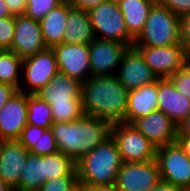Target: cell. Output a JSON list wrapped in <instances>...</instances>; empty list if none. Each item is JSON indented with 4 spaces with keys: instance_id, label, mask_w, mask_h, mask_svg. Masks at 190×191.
Segmentation results:
<instances>
[{
    "instance_id": "6da1fadb",
    "label": "cell",
    "mask_w": 190,
    "mask_h": 191,
    "mask_svg": "<svg viewBox=\"0 0 190 191\" xmlns=\"http://www.w3.org/2000/svg\"><path fill=\"white\" fill-rule=\"evenodd\" d=\"M128 90L116 76H91L82 83L85 115L98 117L111 125L125 123Z\"/></svg>"
},
{
    "instance_id": "7a4b0ae2",
    "label": "cell",
    "mask_w": 190,
    "mask_h": 191,
    "mask_svg": "<svg viewBox=\"0 0 190 191\" xmlns=\"http://www.w3.org/2000/svg\"><path fill=\"white\" fill-rule=\"evenodd\" d=\"M51 129L58 151L76 162L111 136L108 121L85 114L72 122H55Z\"/></svg>"
},
{
    "instance_id": "3957f363",
    "label": "cell",
    "mask_w": 190,
    "mask_h": 191,
    "mask_svg": "<svg viewBox=\"0 0 190 191\" xmlns=\"http://www.w3.org/2000/svg\"><path fill=\"white\" fill-rule=\"evenodd\" d=\"M51 105L53 122H72L84 115L82 82L58 72L36 94Z\"/></svg>"
},
{
    "instance_id": "277c9868",
    "label": "cell",
    "mask_w": 190,
    "mask_h": 191,
    "mask_svg": "<svg viewBox=\"0 0 190 191\" xmlns=\"http://www.w3.org/2000/svg\"><path fill=\"white\" fill-rule=\"evenodd\" d=\"M123 163L118 146L110 136L77 161L78 182L80 185L115 184Z\"/></svg>"
},
{
    "instance_id": "5b68a950",
    "label": "cell",
    "mask_w": 190,
    "mask_h": 191,
    "mask_svg": "<svg viewBox=\"0 0 190 191\" xmlns=\"http://www.w3.org/2000/svg\"><path fill=\"white\" fill-rule=\"evenodd\" d=\"M181 42V17L170 12L159 1L151 8L144 29L134 46H170Z\"/></svg>"
},
{
    "instance_id": "8992f818",
    "label": "cell",
    "mask_w": 190,
    "mask_h": 191,
    "mask_svg": "<svg viewBox=\"0 0 190 191\" xmlns=\"http://www.w3.org/2000/svg\"><path fill=\"white\" fill-rule=\"evenodd\" d=\"M88 13L96 38L134 46L135 39L126 29L123 14L116 0H108Z\"/></svg>"
},
{
    "instance_id": "52a82bcc",
    "label": "cell",
    "mask_w": 190,
    "mask_h": 191,
    "mask_svg": "<svg viewBox=\"0 0 190 191\" xmlns=\"http://www.w3.org/2000/svg\"><path fill=\"white\" fill-rule=\"evenodd\" d=\"M111 137L115 140L124 163H138L156 159L157 147L132 124L111 125Z\"/></svg>"
},
{
    "instance_id": "ba28073f",
    "label": "cell",
    "mask_w": 190,
    "mask_h": 191,
    "mask_svg": "<svg viewBox=\"0 0 190 191\" xmlns=\"http://www.w3.org/2000/svg\"><path fill=\"white\" fill-rule=\"evenodd\" d=\"M58 72L57 59L52 48L25 58L22 63V80L18 91L36 94Z\"/></svg>"
},
{
    "instance_id": "9c48e42d",
    "label": "cell",
    "mask_w": 190,
    "mask_h": 191,
    "mask_svg": "<svg viewBox=\"0 0 190 191\" xmlns=\"http://www.w3.org/2000/svg\"><path fill=\"white\" fill-rule=\"evenodd\" d=\"M156 161L162 181L182 189L190 186V160L178 142L158 147Z\"/></svg>"
},
{
    "instance_id": "30bf717a",
    "label": "cell",
    "mask_w": 190,
    "mask_h": 191,
    "mask_svg": "<svg viewBox=\"0 0 190 191\" xmlns=\"http://www.w3.org/2000/svg\"><path fill=\"white\" fill-rule=\"evenodd\" d=\"M142 55L144 62L159 78H170L188 62L182 45L170 46H134Z\"/></svg>"
},
{
    "instance_id": "8fae6325",
    "label": "cell",
    "mask_w": 190,
    "mask_h": 191,
    "mask_svg": "<svg viewBox=\"0 0 190 191\" xmlns=\"http://www.w3.org/2000/svg\"><path fill=\"white\" fill-rule=\"evenodd\" d=\"M162 181L156 159L123 163L117 173L116 187L119 191H151Z\"/></svg>"
},
{
    "instance_id": "7c38bea8",
    "label": "cell",
    "mask_w": 190,
    "mask_h": 191,
    "mask_svg": "<svg viewBox=\"0 0 190 191\" xmlns=\"http://www.w3.org/2000/svg\"><path fill=\"white\" fill-rule=\"evenodd\" d=\"M116 77L128 91L152 84L159 79L134 46L128 47L123 54Z\"/></svg>"
},
{
    "instance_id": "4fadbf2b",
    "label": "cell",
    "mask_w": 190,
    "mask_h": 191,
    "mask_svg": "<svg viewBox=\"0 0 190 191\" xmlns=\"http://www.w3.org/2000/svg\"><path fill=\"white\" fill-rule=\"evenodd\" d=\"M88 47L92 76H116L122 56L129 46L95 38Z\"/></svg>"
},
{
    "instance_id": "5bb4252c",
    "label": "cell",
    "mask_w": 190,
    "mask_h": 191,
    "mask_svg": "<svg viewBox=\"0 0 190 191\" xmlns=\"http://www.w3.org/2000/svg\"><path fill=\"white\" fill-rule=\"evenodd\" d=\"M52 49L60 72L82 83L92 76L88 45L62 43Z\"/></svg>"
},
{
    "instance_id": "9a60e30c",
    "label": "cell",
    "mask_w": 190,
    "mask_h": 191,
    "mask_svg": "<svg viewBox=\"0 0 190 191\" xmlns=\"http://www.w3.org/2000/svg\"><path fill=\"white\" fill-rule=\"evenodd\" d=\"M28 94L17 91L0 109V141L18 140L27 125Z\"/></svg>"
},
{
    "instance_id": "2e32d148",
    "label": "cell",
    "mask_w": 190,
    "mask_h": 191,
    "mask_svg": "<svg viewBox=\"0 0 190 191\" xmlns=\"http://www.w3.org/2000/svg\"><path fill=\"white\" fill-rule=\"evenodd\" d=\"M46 49L40 23L26 15L15 16L11 51L25 59Z\"/></svg>"
},
{
    "instance_id": "e0dca14e",
    "label": "cell",
    "mask_w": 190,
    "mask_h": 191,
    "mask_svg": "<svg viewBox=\"0 0 190 191\" xmlns=\"http://www.w3.org/2000/svg\"><path fill=\"white\" fill-rule=\"evenodd\" d=\"M131 124L157 148L177 142L178 125L162 111H153Z\"/></svg>"
},
{
    "instance_id": "ac0fdd59",
    "label": "cell",
    "mask_w": 190,
    "mask_h": 191,
    "mask_svg": "<svg viewBox=\"0 0 190 191\" xmlns=\"http://www.w3.org/2000/svg\"><path fill=\"white\" fill-rule=\"evenodd\" d=\"M29 154L18 140L0 141V177L13 190L18 186Z\"/></svg>"
},
{
    "instance_id": "d6986e66",
    "label": "cell",
    "mask_w": 190,
    "mask_h": 191,
    "mask_svg": "<svg viewBox=\"0 0 190 191\" xmlns=\"http://www.w3.org/2000/svg\"><path fill=\"white\" fill-rule=\"evenodd\" d=\"M158 110L179 125L190 115V100L181 94L169 78L158 79Z\"/></svg>"
},
{
    "instance_id": "ffe728a7",
    "label": "cell",
    "mask_w": 190,
    "mask_h": 191,
    "mask_svg": "<svg viewBox=\"0 0 190 191\" xmlns=\"http://www.w3.org/2000/svg\"><path fill=\"white\" fill-rule=\"evenodd\" d=\"M158 80L144 85L136 90L128 91L127 111L125 123L131 124L134 120L147 116L158 110Z\"/></svg>"
},
{
    "instance_id": "44dd1931",
    "label": "cell",
    "mask_w": 190,
    "mask_h": 191,
    "mask_svg": "<svg viewBox=\"0 0 190 191\" xmlns=\"http://www.w3.org/2000/svg\"><path fill=\"white\" fill-rule=\"evenodd\" d=\"M95 38L88 11L73 8L68 2V17L63 43L89 45Z\"/></svg>"
},
{
    "instance_id": "7402d4cb",
    "label": "cell",
    "mask_w": 190,
    "mask_h": 191,
    "mask_svg": "<svg viewBox=\"0 0 190 191\" xmlns=\"http://www.w3.org/2000/svg\"><path fill=\"white\" fill-rule=\"evenodd\" d=\"M67 17L68 1L64 0L39 22L47 48H53L55 45L63 43Z\"/></svg>"
},
{
    "instance_id": "603a6c76",
    "label": "cell",
    "mask_w": 190,
    "mask_h": 191,
    "mask_svg": "<svg viewBox=\"0 0 190 191\" xmlns=\"http://www.w3.org/2000/svg\"><path fill=\"white\" fill-rule=\"evenodd\" d=\"M129 34L136 39L144 29L149 12L158 0H116Z\"/></svg>"
},
{
    "instance_id": "cb8c5ba5",
    "label": "cell",
    "mask_w": 190,
    "mask_h": 191,
    "mask_svg": "<svg viewBox=\"0 0 190 191\" xmlns=\"http://www.w3.org/2000/svg\"><path fill=\"white\" fill-rule=\"evenodd\" d=\"M45 181V156L29 154L14 191H38Z\"/></svg>"
},
{
    "instance_id": "d4e9b609",
    "label": "cell",
    "mask_w": 190,
    "mask_h": 191,
    "mask_svg": "<svg viewBox=\"0 0 190 191\" xmlns=\"http://www.w3.org/2000/svg\"><path fill=\"white\" fill-rule=\"evenodd\" d=\"M23 59L11 50H0V83L19 90L22 80Z\"/></svg>"
},
{
    "instance_id": "484cf974",
    "label": "cell",
    "mask_w": 190,
    "mask_h": 191,
    "mask_svg": "<svg viewBox=\"0 0 190 191\" xmlns=\"http://www.w3.org/2000/svg\"><path fill=\"white\" fill-rule=\"evenodd\" d=\"M46 180L61 176H78L77 162L61 152L45 155Z\"/></svg>"
},
{
    "instance_id": "4316f807",
    "label": "cell",
    "mask_w": 190,
    "mask_h": 191,
    "mask_svg": "<svg viewBox=\"0 0 190 191\" xmlns=\"http://www.w3.org/2000/svg\"><path fill=\"white\" fill-rule=\"evenodd\" d=\"M27 124L50 129L54 124L51 105L35 94H28Z\"/></svg>"
},
{
    "instance_id": "83f0119b",
    "label": "cell",
    "mask_w": 190,
    "mask_h": 191,
    "mask_svg": "<svg viewBox=\"0 0 190 191\" xmlns=\"http://www.w3.org/2000/svg\"><path fill=\"white\" fill-rule=\"evenodd\" d=\"M64 0H27L25 15L40 22L53 8Z\"/></svg>"
},
{
    "instance_id": "f1b7e54d",
    "label": "cell",
    "mask_w": 190,
    "mask_h": 191,
    "mask_svg": "<svg viewBox=\"0 0 190 191\" xmlns=\"http://www.w3.org/2000/svg\"><path fill=\"white\" fill-rule=\"evenodd\" d=\"M30 154L45 156L58 152L56 140L54 138L52 129H44L40 127V138L30 150Z\"/></svg>"
},
{
    "instance_id": "f546056e",
    "label": "cell",
    "mask_w": 190,
    "mask_h": 191,
    "mask_svg": "<svg viewBox=\"0 0 190 191\" xmlns=\"http://www.w3.org/2000/svg\"><path fill=\"white\" fill-rule=\"evenodd\" d=\"M78 185V176H61L46 180L38 191H72Z\"/></svg>"
},
{
    "instance_id": "4dcf8cb0",
    "label": "cell",
    "mask_w": 190,
    "mask_h": 191,
    "mask_svg": "<svg viewBox=\"0 0 190 191\" xmlns=\"http://www.w3.org/2000/svg\"><path fill=\"white\" fill-rule=\"evenodd\" d=\"M15 32V16L0 18V50H11Z\"/></svg>"
},
{
    "instance_id": "1f68e13d",
    "label": "cell",
    "mask_w": 190,
    "mask_h": 191,
    "mask_svg": "<svg viewBox=\"0 0 190 191\" xmlns=\"http://www.w3.org/2000/svg\"><path fill=\"white\" fill-rule=\"evenodd\" d=\"M176 89L190 100V62L169 78Z\"/></svg>"
},
{
    "instance_id": "d6a6232c",
    "label": "cell",
    "mask_w": 190,
    "mask_h": 191,
    "mask_svg": "<svg viewBox=\"0 0 190 191\" xmlns=\"http://www.w3.org/2000/svg\"><path fill=\"white\" fill-rule=\"evenodd\" d=\"M40 138V127L27 124L22 130L21 136L18 141L27 149L30 150L35 144L38 143Z\"/></svg>"
},
{
    "instance_id": "836d02e7",
    "label": "cell",
    "mask_w": 190,
    "mask_h": 191,
    "mask_svg": "<svg viewBox=\"0 0 190 191\" xmlns=\"http://www.w3.org/2000/svg\"><path fill=\"white\" fill-rule=\"evenodd\" d=\"M170 12L179 17L190 13V0H158Z\"/></svg>"
},
{
    "instance_id": "e575fe53",
    "label": "cell",
    "mask_w": 190,
    "mask_h": 191,
    "mask_svg": "<svg viewBox=\"0 0 190 191\" xmlns=\"http://www.w3.org/2000/svg\"><path fill=\"white\" fill-rule=\"evenodd\" d=\"M186 55L190 59V13L181 17V42Z\"/></svg>"
},
{
    "instance_id": "d590c367",
    "label": "cell",
    "mask_w": 190,
    "mask_h": 191,
    "mask_svg": "<svg viewBox=\"0 0 190 191\" xmlns=\"http://www.w3.org/2000/svg\"><path fill=\"white\" fill-rule=\"evenodd\" d=\"M12 16L25 15L27 0H4Z\"/></svg>"
},
{
    "instance_id": "8d00e7d4",
    "label": "cell",
    "mask_w": 190,
    "mask_h": 191,
    "mask_svg": "<svg viewBox=\"0 0 190 191\" xmlns=\"http://www.w3.org/2000/svg\"><path fill=\"white\" fill-rule=\"evenodd\" d=\"M71 7L89 11L108 0H67Z\"/></svg>"
},
{
    "instance_id": "74e56055",
    "label": "cell",
    "mask_w": 190,
    "mask_h": 191,
    "mask_svg": "<svg viewBox=\"0 0 190 191\" xmlns=\"http://www.w3.org/2000/svg\"><path fill=\"white\" fill-rule=\"evenodd\" d=\"M18 91L17 88L9 84L0 83V109Z\"/></svg>"
},
{
    "instance_id": "f35d334b",
    "label": "cell",
    "mask_w": 190,
    "mask_h": 191,
    "mask_svg": "<svg viewBox=\"0 0 190 191\" xmlns=\"http://www.w3.org/2000/svg\"><path fill=\"white\" fill-rule=\"evenodd\" d=\"M84 191H119L115 184L111 185H82Z\"/></svg>"
},
{
    "instance_id": "ab89813d",
    "label": "cell",
    "mask_w": 190,
    "mask_h": 191,
    "mask_svg": "<svg viewBox=\"0 0 190 191\" xmlns=\"http://www.w3.org/2000/svg\"><path fill=\"white\" fill-rule=\"evenodd\" d=\"M178 137H190V115L178 125Z\"/></svg>"
},
{
    "instance_id": "60d3db41",
    "label": "cell",
    "mask_w": 190,
    "mask_h": 191,
    "mask_svg": "<svg viewBox=\"0 0 190 191\" xmlns=\"http://www.w3.org/2000/svg\"><path fill=\"white\" fill-rule=\"evenodd\" d=\"M151 191H183V189L171 183L161 181Z\"/></svg>"
},
{
    "instance_id": "b9f144b4",
    "label": "cell",
    "mask_w": 190,
    "mask_h": 191,
    "mask_svg": "<svg viewBox=\"0 0 190 191\" xmlns=\"http://www.w3.org/2000/svg\"><path fill=\"white\" fill-rule=\"evenodd\" d=\"M177 142L184 149L187 158L190 160V137H177Z\"/></svg>"
},
{
    "instance_id": "7bdbcfd3",
    "label": "cell",
    "mask_w": 190,
    "mask_h": 191,
    "mask_svg": "<svg viewBox=\"0 0 190 191\" xmlns=\"http://www.w3.org/2000/svg\"><path fill=\"white\" fill-rule=\"evenodd\" d=\"M12 16L10 14V11L7 7V5L5 4L4 0H0V18H4V17H10Z\"/></svg>"
},
{
    "instance_id": "ee69618b",
    "label": "cell",
    "mask_w": 190,
    "mask_h": 191,
    "mask_svg": "<svg viewBox=\"0 0 190 191\" xmlns=\"http://www.w3.org/2000/svg\"><path fill=\"white\" fill-rule=\"evenodd\" d=\"M0 191H14V190L0 177Z\"/></svg>"
},
{
    "instance_id": "f6af8a7d",
    "label": "cell",
    "mask_w": 190,
    "mask_h": 191,
    "mask_svg": "<svg viewBox=\"0 0 190 191\" xmlns=\"http://www.w3.org/2000/svg\"><path fill=\"white\" fill-rule=\"evenodd\" d=\"M72 191H84V187L82 185H78L75 189H73Z\"/></svg>"
},
{
    "instance_id": "bcb514c9",
    "label": "cell",
    "mask_w": 190,
    "mask_h": 191,
    "mask_svg": "<svg viewBox=\"0 0 190 191\" xmlns=\"http://www.w3.org/2000/svg\"><path fill=\"white\" fill-rule=\"evenodd\" d=\"M183 191H190V186L187 188H184Z\"/></svg>"
}]
</instances>
